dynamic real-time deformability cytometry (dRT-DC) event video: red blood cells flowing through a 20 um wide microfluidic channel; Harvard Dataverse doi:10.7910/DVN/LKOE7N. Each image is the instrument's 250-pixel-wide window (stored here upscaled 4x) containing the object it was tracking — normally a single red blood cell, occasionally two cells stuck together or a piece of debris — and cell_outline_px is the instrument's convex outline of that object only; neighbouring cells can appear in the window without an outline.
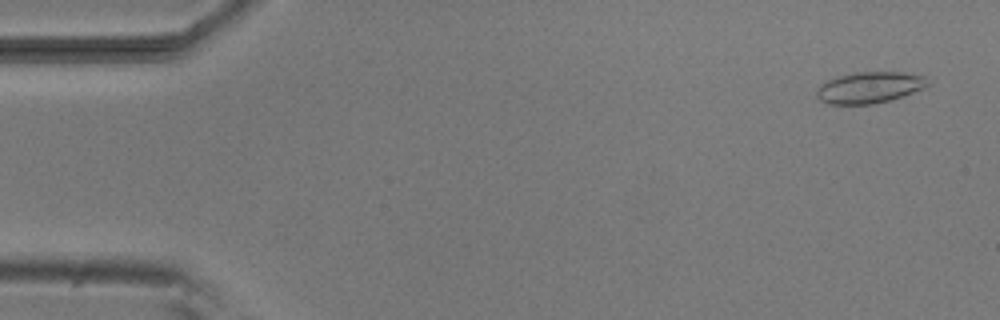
{"species": "common noctule bat (a hibernating species)", "species_latin": "Nyctalus noctula", "temperature_condition": "room temperature", "stored_images_in_passage": 53, "camera_frame_rate_fps": 3000, "um_per_image_px": 0.085, "animal": {"sex": "male", "body_mass_g": 20.5, "forearm_length_mm": 52.5}, "frame": {"image": 1, "passage_image": 3, "time_ms": 0.667, "image_size_px": [1000, 320], "cell_outline_px": [[928, 84], [924, 88], [892, 100], [872, 104], [828, 104], [820, 100], [816, 96], [816, 88], [824, 80], [836, 76], [852, 72], [904, 72], [924, 76]], "centroid_in_image_um": [73.84, 7.43], "position_along_channel_um": 11.2, "area_um2": 20.52}}
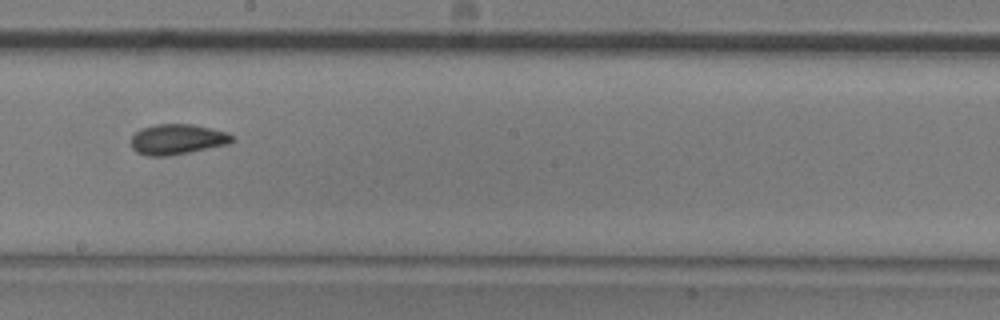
{"frame": {"image": 2, "passage_image": 30, "time_ms": 9.667, "image_size_px": [1000, 320], "cell_outline_px": [[236, 140], [228, 144], [168, 156], [148, 156], [136, 152], [132, 148], [132, 136], [140, 128], [152, 124], [192, 124], [228, 132], [236, 136]], "centroid_in_image_um": [15.09, 11.83], "position_along_channel_um": 233.1, "area_um2": 18.03}}
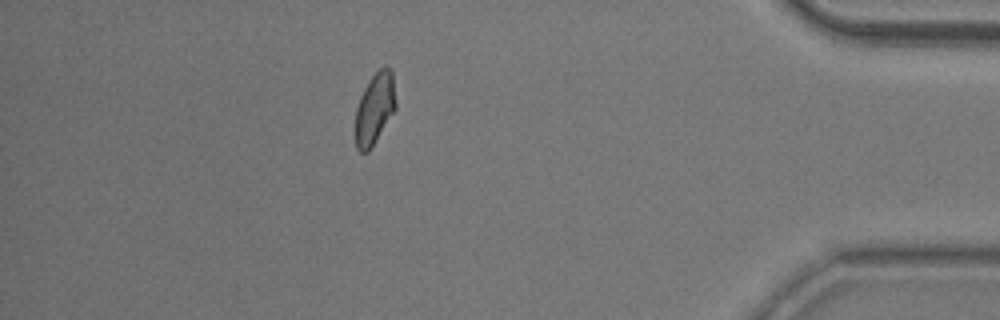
{"frame": {"image": 3, "passage_image": 47, "time_ms": 15.333, "image_size_px": [1000, 320], "cell_outline_px": [[396, 108], [368, 152], [360, 152], [356, 148], [352, 132], [356, 108], [360, 96], [368, 80], [384, 64], [392, 72], [396, 104]], "centroid_in_image_um": [31.79, 9.26], "position_along_channel_um": 403.4, "area_um2": 17.17}, "authors_computed_cell_mechanics": {"area_um2": 17.6868, "velocity_mm_per_s": 3.8023, "shape_relaxation_time_tau1_ms": null, "shape_relaxation_time_tau2_ms": 1.926, "deformation_change_tau1": null, "deformation_change_tau2": 0.0638}}